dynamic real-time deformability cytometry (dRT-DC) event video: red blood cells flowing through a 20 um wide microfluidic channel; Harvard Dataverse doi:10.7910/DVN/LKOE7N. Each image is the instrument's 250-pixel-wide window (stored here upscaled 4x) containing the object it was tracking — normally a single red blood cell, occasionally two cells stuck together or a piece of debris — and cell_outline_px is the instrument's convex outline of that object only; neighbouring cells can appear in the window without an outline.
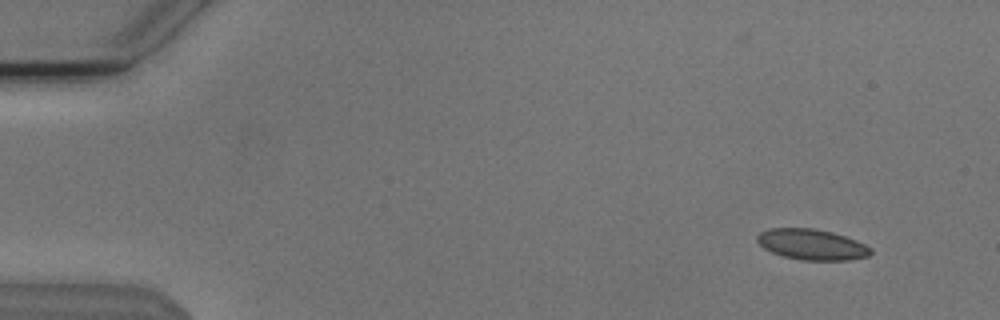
{"species": "Egyptian fruit bat (a non-hibernating species)", "species_latin": "Rousettus aegyptiacus", "temperature_condition": "cold", "stored_images_in_passage": 54, "camera_frame_rate_fps": 3000, "um_per_image_px": 0.085, "animal": {"sex": "male"}, "frame": {"image": 1, "passage_image": 5, "time_ms": 1.333, "image_size_px": [1000, 320], "cell_outline_px": [[872, 252], [868, 256], [848, 260], [800, 260], [784, 256], [772, 252], [764, 248], [756, 240], [756, 236], [760, 232], [768, 228], [812, 228], [832, 232], [856, 240], [872, 248]], "centroid_in_image_um": [68.99, 20.78], "position_along_channel_um": 16.0, "area_um2": 20.29}}
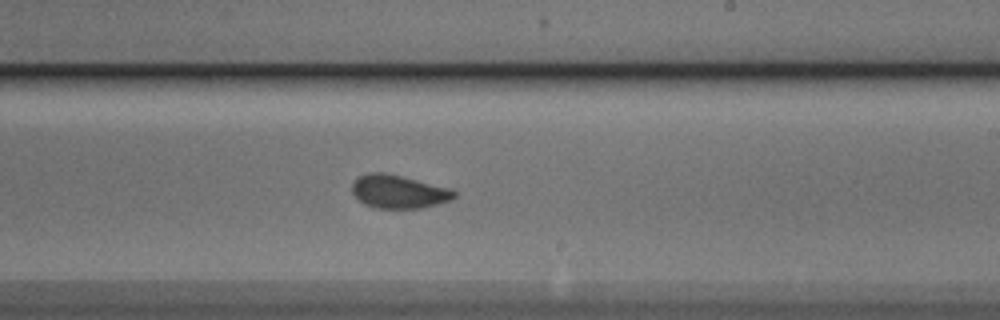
{"frame": {"image": 2, "passage_image": 33, "time_ms": 10.667, "image_size_px": [1000, 320], "cell_outline_px": [[456, 196], [452, 200], [420, 208], [376, 208], [364, 204], [352, 192], [352, 184], [360, 176], [368, 172], [384, 172], [452, 188], [456, 192]], "centroid_in_image_um": [33.91, 16.28], "position_along_channel_um": 255.1, "area_um2": 19.77}}
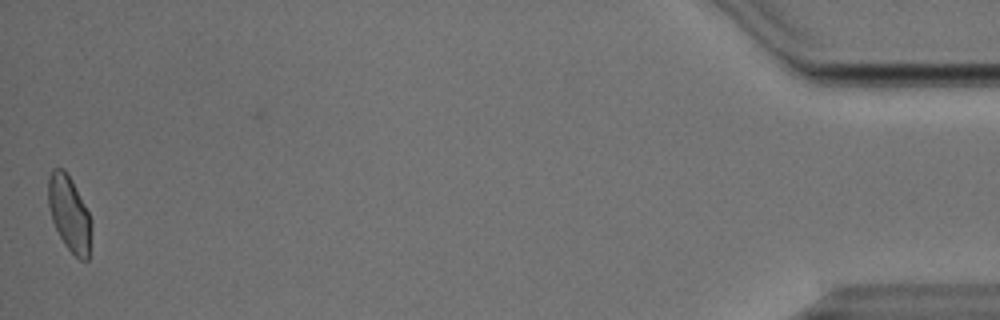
{"frame": {"image": 3, "passage_image": 54, "time_ms": 17.667, "image_size_px": [1000, 320], "cell_outline_px": [[92, 228], [88, 260], [80, 260], [64, 244], [52, 220], [48, 204], [48, 180], [52, 172], [56, 168], [64, 168], [72, 180], [88, 212], [92, 224]], "centroid_in_image_um": [5.9, 18.17], "position_along_channel_um": 429.3, "area_um2": 18.73}, "authors_computed_cell_mechanics": {"area_um2": 19.9699, "velocity_mm_per_s": 3.8087, "shape_relaxation_time_tau1_ms": 5.759, "shape_relaxation_time_tau2_ms": 0.965, "deformation_change_tau1": 0.1258, "deformation_change_tau2": 0.0491}}